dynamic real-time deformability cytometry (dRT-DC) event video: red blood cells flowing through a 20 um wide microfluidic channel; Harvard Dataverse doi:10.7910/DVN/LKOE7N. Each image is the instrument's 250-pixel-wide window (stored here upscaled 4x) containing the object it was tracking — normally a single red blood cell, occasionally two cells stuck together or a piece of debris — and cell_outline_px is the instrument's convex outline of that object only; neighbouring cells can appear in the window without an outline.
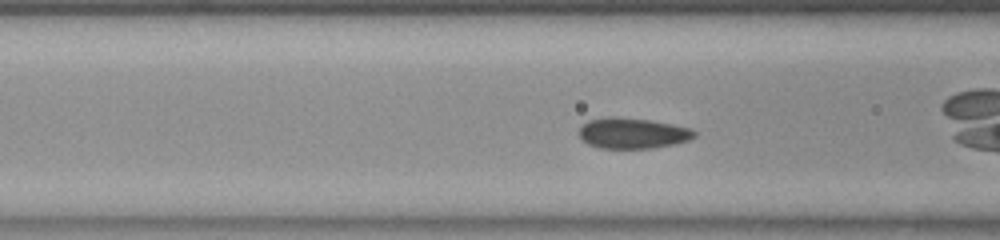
{"species": "common noctule bat (a hibernating species)", "species_latin": "Nyctalus noctula", "temperature_condition": "room temperature", "stored_images_in_passage": 8, "camera_frame_rate_fps": 3000, "um_per_image_px": 0.085, "animal": {"sex": "female", "body_mass_g": 23.0, "forearm_length_mm": 53.4}, "frame": {"image": 1, "passage_image": 5, "time_ms": 1.333, "image_size_px": [1000, 240], "cell_outline_px": [[696, 136], [688, 140], [676, 144], [652, 148], [600, 148], [588, 144], [580, 136], [580, 128], [588, 120], [612, 116], [652, 120], [692, 128], [696, 132]], "centroid_in_image_um": [53.81, 11.32], "position_along_channel_um": 112.8, "area_um2": 20.63}}